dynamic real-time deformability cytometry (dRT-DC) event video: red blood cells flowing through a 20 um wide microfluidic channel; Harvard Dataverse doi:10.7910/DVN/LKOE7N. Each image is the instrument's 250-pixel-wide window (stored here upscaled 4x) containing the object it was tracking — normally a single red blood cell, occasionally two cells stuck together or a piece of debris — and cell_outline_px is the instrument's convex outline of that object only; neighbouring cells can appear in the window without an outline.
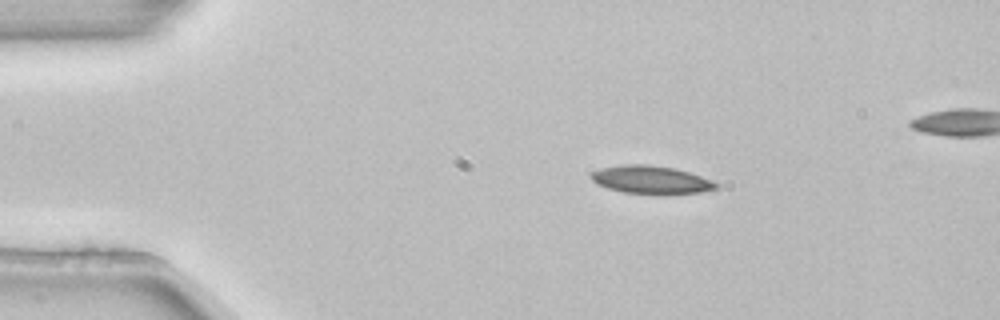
{"species": "common noctule bat (a hibernating species)", "species_latin": "Nyctalus noctula", "temperature_condition": "room temperature", "stored_images_in_passage": 3, "camera_frame_rate_fps": 3000, "um_per_image_px": 0.085, "animal": {"sex": "female", "body_mass_g": 22.7, "forearm_length_mm": 54.2}, "frame": {"image": 1, "passage_image": 1, "time_ms": 0.0, "image_size_px": [1000, 320], "cell_outline_px": [[720, 188], [700, 192], [624, 192], [608, 188], [596, 184], [592, 180], [592, 172], [600, 168], [624, 164], [648, 164], [672, 168], [688, 172], [712, 180], [720, 184]], "centroid_in_image_um": [55.33, 15.24], "position_along_channel_um": 29.7, "area_um2": 19.71}}